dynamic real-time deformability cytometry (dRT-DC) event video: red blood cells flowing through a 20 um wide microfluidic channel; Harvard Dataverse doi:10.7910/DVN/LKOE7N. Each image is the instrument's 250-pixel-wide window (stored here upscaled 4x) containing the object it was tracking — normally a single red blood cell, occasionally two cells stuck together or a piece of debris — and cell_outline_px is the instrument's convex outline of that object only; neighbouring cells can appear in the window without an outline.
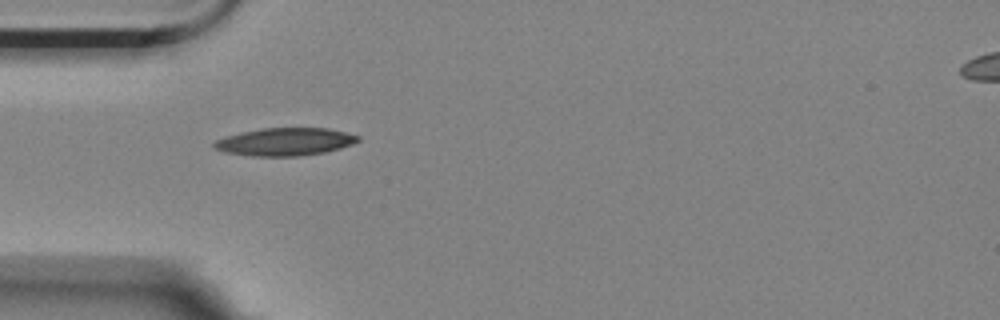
{"species": "Egyptian fruit bat (a non-hibernating species)", "species_latin": "Rousettus aegyptiacus", "temperature_condition": "room temperature", "stored_images_in_passage": 6, "camera_frame_rate_fps": 3000, "um_per_image_px": 0.085, "animal": {"sex": "female"}, "frame": {"image": 1, "passage_image": 1, "time_ms": 0.0, "image_size_px": [1000, 320], "cell_outline_px": [[360, 140], [352, 144], [340, 148], [324, 152], [300, 156], [252, 156], [224, 152], [212, 148], [212, 144], [216, 140], [224, 136], [240, 132], [260, 128], [328, 128], [360, 136]], "centroid_in_image_um": [24.18, 12.05], "position_along_channel_um": 60.8, "area_um2": 23.41}}
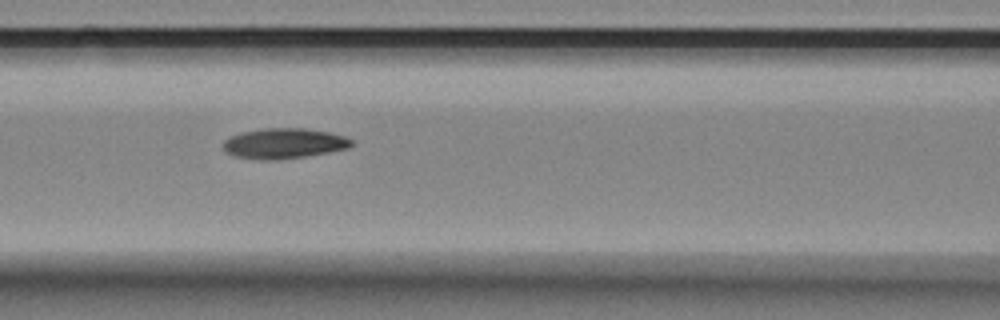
{"frame": {"image": 2, "passage_image": 3, "time_ms": 0.667, "image_size_px": [1000, 320], "cell_outline_px": [[352, 144], [348, 148], [328, 152], [304, 156], [276, 160], [260, 160], [236, 156], [228, 152], [224, 148], [224, 140], [228, 136], [240, 132], [264, 128], [304, 128], [328, 132], [344, 136], [352, 140]], "centroid_in_image_um": [24.11, 12.18], "position_along_channel_um": 142.5, "area_um2": 22.54}}
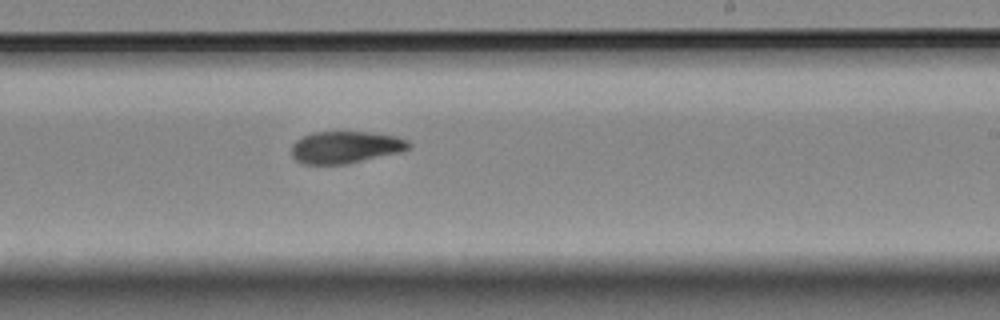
{"frame": {"image": 3, "passage_image": 6, "time_ms": 1.667, "image_size_px": [1000, 320], "cell_outline_px": [[412, 144], [404, 152], [344, 164], [304, 164], [296, 160], [292, 156], [292, 144], [296, 140], [312, 132], [372, 132], [396, 136], [408, 140]], "centroid_in_image_um": [29.4, 12.51], "position_along_channel_um": 259.6, "area_um2": 22.02}}